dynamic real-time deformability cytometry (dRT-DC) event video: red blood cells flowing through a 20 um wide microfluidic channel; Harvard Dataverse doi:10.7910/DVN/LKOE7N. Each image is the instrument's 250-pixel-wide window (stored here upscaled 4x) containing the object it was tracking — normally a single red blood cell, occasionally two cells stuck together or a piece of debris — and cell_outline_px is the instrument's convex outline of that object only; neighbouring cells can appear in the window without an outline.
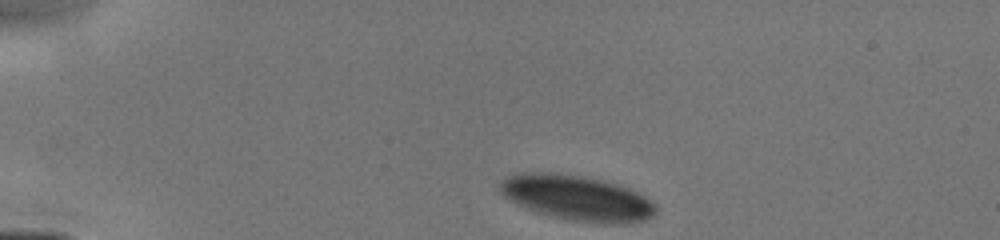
{"species": "human", "species_latin": "Homo sapiens", "temperature_condition": "cold", "stored_images_in_passage": 8, "camera_frame_rate_fps": 3000, "um_per_image_px": 0.085, "donor": {"sex": "male"}, "frame": {"image": 1, "passage_image": 1, "time_ms": 0.0, "image_size_px": [1000, 240], "cell_outline_px": [[656, 212], [652, 216], [644, 220], [628, 224], [612, 224], [572, 220], [552, 216], [536, 212], [516, 204], [508, 200], [504, 196], [500, 188], [500, 180], [516, 172], [544, 172], [584, 176], [600, 180], [628, 188], [644, 196], [656, 204]], "centroid_in_image_um": [49.02, 16.82], "position_along_channel_um": 36.0, "area_um2": 40.98}}